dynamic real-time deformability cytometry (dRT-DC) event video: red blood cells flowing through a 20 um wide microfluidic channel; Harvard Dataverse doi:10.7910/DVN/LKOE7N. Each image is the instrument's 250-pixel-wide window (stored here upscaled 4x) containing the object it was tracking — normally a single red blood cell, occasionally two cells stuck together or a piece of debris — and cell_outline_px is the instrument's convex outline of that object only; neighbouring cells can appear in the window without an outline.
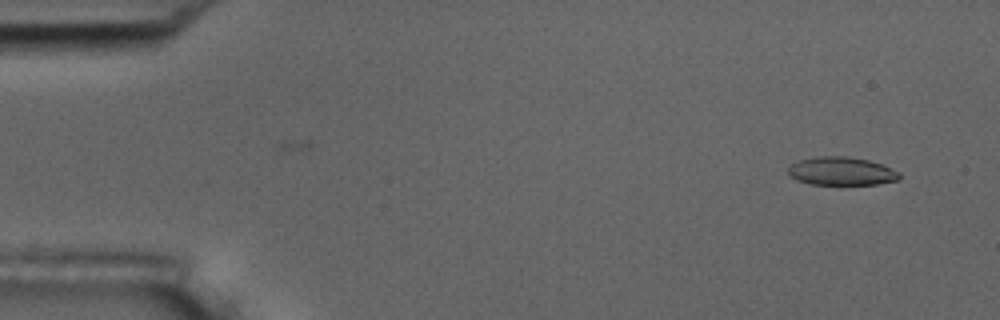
{"species": "common noctule bat (a hibernating species)", "species_latin": "Nyctalus noctula", "temperature_condition": "room temperature", "stored_images_in_passage": 6, "camera_frame_rate_fps": 3000, "um_per_image_px": 0.085, "animal": {"sex": "male", "body_mass_g": 17.5, "forearm_length_mm": 52.3}, "frame": {"image": 1, "passage_image": 1, "time_ms": 0.0, "image_size_px": [1000, 320], "cell_outline_px": [[900, 180], [876, 184], [812, 184], [796, 180], [788, 172], [788, 168], [792, 164], [800, 160], [816, 156], [844, 156], [868, 160], [880, 164], [900, 172]], "centroid_in_image_um": [71.53, 14.55], "position_along_channel_um": 13.5, "area_um2": 18.15}}
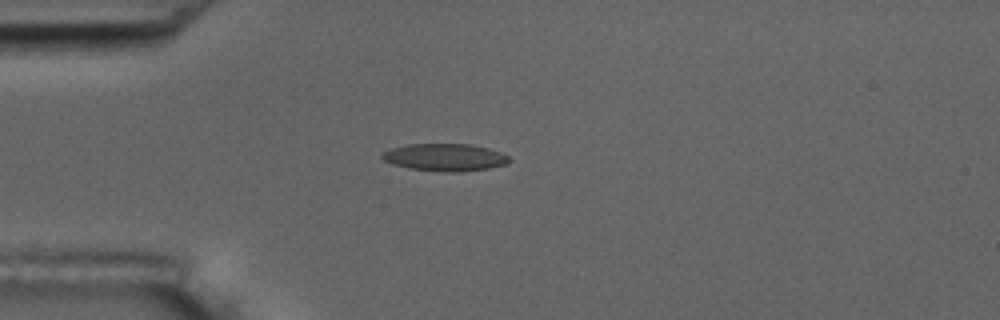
{"frame": {"image": 2, "passage_image": 4, "time_ms": 3.667, "image_size_px": [1000, 320], "cell_outline_px": [[512, 160], [508, 164], [488, 168], [460, 172], [444, 172], [408, 168], [392, 164], [384, 160], [380, 156], [384, 152], [392, 148], [408, 144], [472, 144], [488, 148], [500, 152], [508, 156]], "centroid_in_image_um": [37.85, 13.37], "position_along_channel_um": 47.2, "area_um2": 20.35}}